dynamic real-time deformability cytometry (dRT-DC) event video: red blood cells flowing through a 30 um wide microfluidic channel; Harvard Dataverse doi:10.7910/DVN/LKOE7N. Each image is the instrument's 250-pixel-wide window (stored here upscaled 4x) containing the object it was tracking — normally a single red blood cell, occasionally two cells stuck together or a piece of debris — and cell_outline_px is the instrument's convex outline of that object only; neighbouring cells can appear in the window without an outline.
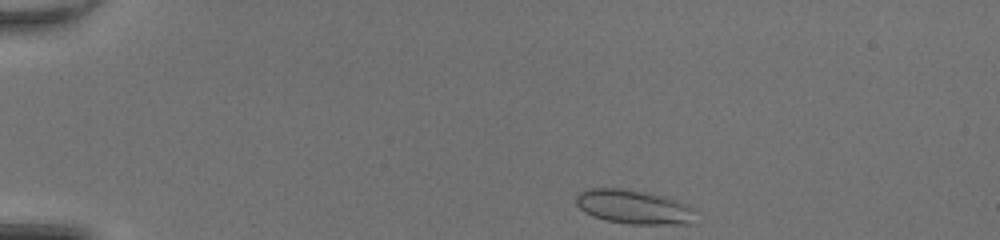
{"species": "common noctule bat (a hibernating species)", "species_latin": "Nyctalus noctula", "temperature_condition": "room temperature", "stored_images_in_passage": 41, "camera_frame_rate_fps": 3000, "um_per_image_px": 0.085, "animal": {"sex": "female", "body_mass_g": 20.0, "forearm_length_mm": 54.0}, "frame": {"image": 1, "passage_image": 1, "time_ms": 0.0, "image_size_px": [1000, 240], "cell_outline_px": [[696, 224], [632, 224], [604, 220], [592, 216], [584, 212], [576, 204], [576, 192], [584, 188], [624, 188], [648, 192], [664, 196], [688, 204], [696, 208]], "centroid_in_image_um": [53.91, 17.58], "position_along_channel_um": 31.1, "area_um2": 24.51}}
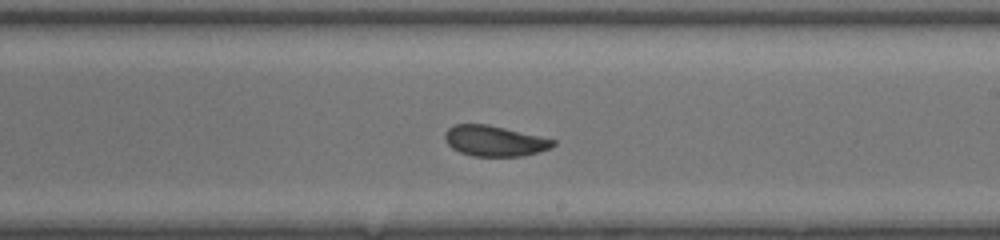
{"frame": {"image": 2, "passage_image": 22, "time_ms": 7.0, "image_size_px": [1000, 240], "cell_outline_px": [[556, 144], [552, 148], [524, 156], [472, 156], [460, 152], [452, 148], [444, 140], [444, 132], [452, 124], [488, 124], [540, 136], [556, 140]], "centroid_in_image_um": [42.02, 11.97], "position_along_channel_um": 247.0, "area_um2": 19.48}}
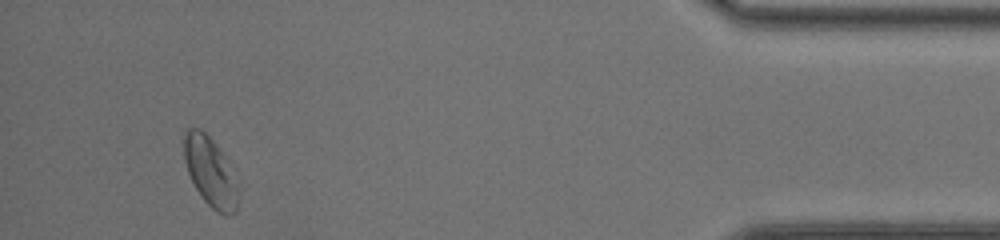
{"frame": {"image": 3, "passage_image": 38, "time_ms": 12.333, "image_size_px": [1000, 240], "cell_outline_px": [[240, 192], [236, 212], [232, 216], [224, 216], [216, 212], [204, 200], [196, 188], [188, 172], [184, 160], [184, 132], [188, 128], [200, 128], [212, 140], [224, 156], [240, 180]], "centroid_in_image_um": [17.95, 14.67], "position_along_channel_um": 417.3, "area_um2": 22.43}, "authors_computed_cell_mechanics": {"area_um2": 20.808, "velocity_mm_per_s": 4.257, "shape_relaxation_time_tau1_ms": 4.0576, "shape_relaxation_time_tau2_ms": 0.4702, "deformation_change_tau1": 0.1095, "deformation_change_tau2": 0.041}}